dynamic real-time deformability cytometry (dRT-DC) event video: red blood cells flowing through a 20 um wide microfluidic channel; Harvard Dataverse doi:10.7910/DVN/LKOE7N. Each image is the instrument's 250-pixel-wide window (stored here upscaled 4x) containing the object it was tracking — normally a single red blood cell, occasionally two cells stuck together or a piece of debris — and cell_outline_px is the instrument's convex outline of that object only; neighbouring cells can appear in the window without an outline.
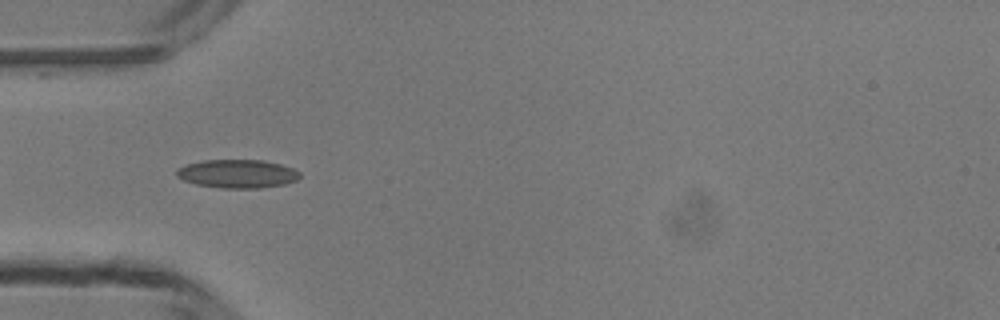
{"species": "common noctule bat (a hibernating species)", "species_latin": "Nyctalus noctula", "temperature_condition": "room temperature", "stored_images_in_passage": 48, "camera_frame_rate_fps": 3000, "um_per_image_px": 0.085, "animal": {"sex": "male", "body_mass_g": 13.3}, "frame": {"image": 1, "passage_image": 15, "time_ms": 4.667, "image_size_px": [1000, 320], "cell_outline_px": [[300, 176], [296, 180], [284, 184], [260, 188], [220, 188], [196, 184], [184, 180], [176, 176], [176, 168], [184, 164], [204, 160], [264, 160], [280, 164], [292, 168], [300, 172]], "centroid_in_image_um": [20.14, 14.76], "position_along_channel_um": 64.9, "area_um2": 20.52}}
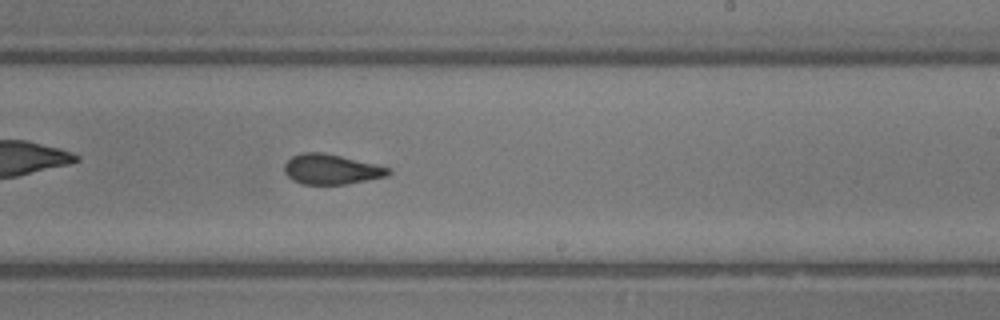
{"frame": {"image": 2, "passage_image": 29, "time_ms": 9.333, "image_size_px": [1000, 320], "cell_outline_px": [[392, 172], [388, 176], [344, 184], [300, 184], [292, 180], [284, 172], [284, 164], [292, 156], [300, 152], [324, 152], [376, 164], [392, 168]], "centroid_in_image_um": [28.15, 14.38], "position_along_channel_um": 260.8, "area_um2": 18.38}}
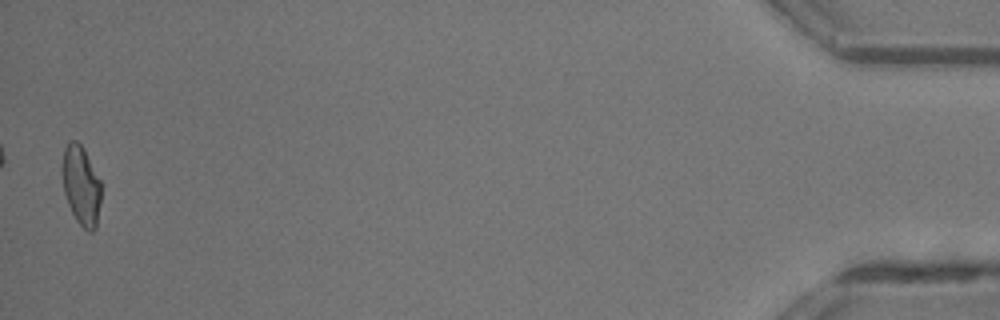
{"frame": {"image": 3, "passage_image": 48, "time_ms": 15.667, "image_size_px": [1000, 320], "cell_outline_px": [[100, 200], [96, 228], [92, 232], [88, 232], [76, 220], [68, 204], [64, 192], [64, 148], [72, 140], [76, 140], [84, 148], [100, 180]], "centroid_in_image_um": [6.92, 15.8], "position_along_channel_um": 428.3, "area_um2": 17.46}, "authors_computed_cell_mechanics": {"area_um2": 18.5827, "velocity_mm_per_s": 4.2007, "shape_relaxation_time_tau1_ms": null, "shape_relaxation_time_tau2_ms": 1.1346, "deformation_change_tau1": null, "deformation_change_tau2": 0.0876}}